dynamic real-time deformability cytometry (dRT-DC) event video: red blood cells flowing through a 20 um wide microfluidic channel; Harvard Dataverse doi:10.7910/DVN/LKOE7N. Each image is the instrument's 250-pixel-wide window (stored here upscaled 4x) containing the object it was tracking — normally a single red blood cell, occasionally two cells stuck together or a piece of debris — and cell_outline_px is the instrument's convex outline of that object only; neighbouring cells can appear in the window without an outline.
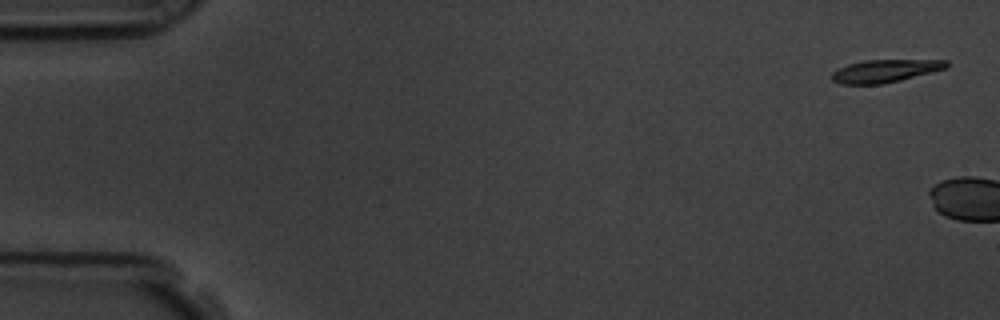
{"species": "common noctule bat (a hibernating species)", "species_latin": "Nyctalus noctula", "temperature_condition": "room temperature", "stored_images_in_passage": 4, "camera_frame_rate_fps": 3000, "um_per_image_px": 0.085, "animal": {"sex": "male", "body_mass_g": 19.5, "forearm_length_mm": 54.6}, "frame": {"image": 1, "passage_image": 1, "time_ms": 0.0, "image_size_px": [1000, 320], "cell_outline_px": [[948, 68], [884, 84], [840, 84], [832, 80], [832, 72], [848, 64], [864, 60], [948, 60]], "centroid_in_image_um": [75.24, 6.03], "position_along_channel_um": 9.8, "area_um2": 15.14}}